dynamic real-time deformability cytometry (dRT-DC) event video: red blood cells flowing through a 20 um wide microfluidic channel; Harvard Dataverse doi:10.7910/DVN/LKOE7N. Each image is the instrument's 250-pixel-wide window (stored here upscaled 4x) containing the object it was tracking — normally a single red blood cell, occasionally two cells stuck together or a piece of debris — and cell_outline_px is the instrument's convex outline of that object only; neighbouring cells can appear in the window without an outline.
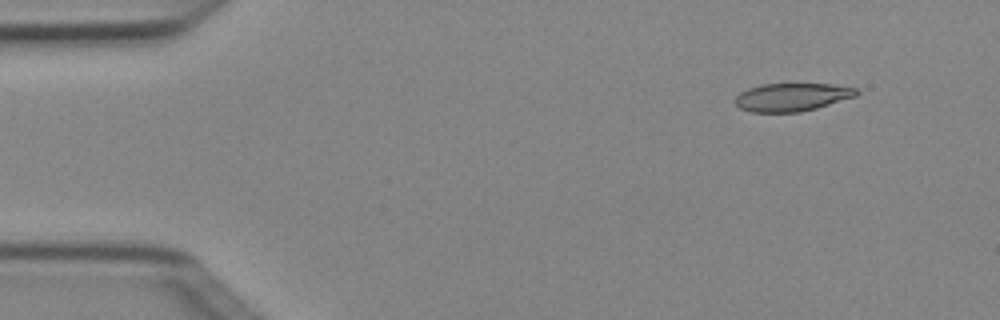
{"species": "Egyptian fruit bat (a non-hibernating species)", "species_latin": "Rousettus aegyptiacus", "temperature_condition": "cold", "stored_images_in_passage": 4, "camera_frame_rate_fps": 3000, "um_per_image_px": 0.085, "animal": {"sex": "female"}, "frame": {"image": 1, "passage_image": 2, "time_ms": 0.333, "image_size_px": [1000, 320], "cell_outline_px": [[860, 92], [856, 96], [816, 108], [800, 112], [752, 112], [740, 108], [732, 100], [740, 92], [748, 88], [760, 84], [832, 84], [856, 88]], "centroid_in_image_um": [67.29, 8.25], "position_along_channel_um": 17.7, "area_um2": 19.88}}